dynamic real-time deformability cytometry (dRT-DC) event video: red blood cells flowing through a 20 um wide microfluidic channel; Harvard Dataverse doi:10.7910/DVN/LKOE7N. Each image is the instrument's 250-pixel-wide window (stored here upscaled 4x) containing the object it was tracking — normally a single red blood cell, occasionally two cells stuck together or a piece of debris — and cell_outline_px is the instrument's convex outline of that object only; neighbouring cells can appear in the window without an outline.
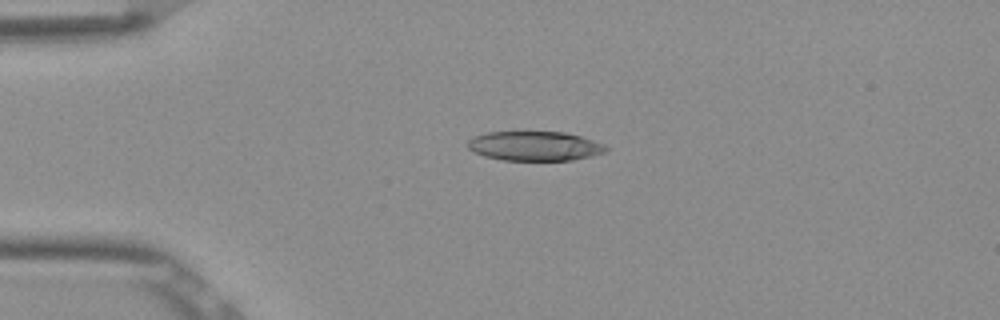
{"species": "Egyptian fruit bat (a non-hibernating species)", "species_latin": "Rousettus aegyptiacus", "temperature_condition": "room temperature", "stored_images_in_passage": 4, "camera_frame_rate_fps": 3000, "um_per_image_px": 0.085, "frame": {"image": 1, "passage_image": 3, "time_ms": 0.667, "image_size_px": [1000, 320], "cell_outline_px": [[608, 148], [604, 152], [592, 156], [572, 160], [504, 160], [484, 156], [468, 148], [468, 140], [472, 136], [488, 132], [564, 132], [580, 136], [604, 144]], "centroid_in_image_um": [45.44, 12.41], "position_along_channel_um": 39.6, "area_um2": 23.58}}